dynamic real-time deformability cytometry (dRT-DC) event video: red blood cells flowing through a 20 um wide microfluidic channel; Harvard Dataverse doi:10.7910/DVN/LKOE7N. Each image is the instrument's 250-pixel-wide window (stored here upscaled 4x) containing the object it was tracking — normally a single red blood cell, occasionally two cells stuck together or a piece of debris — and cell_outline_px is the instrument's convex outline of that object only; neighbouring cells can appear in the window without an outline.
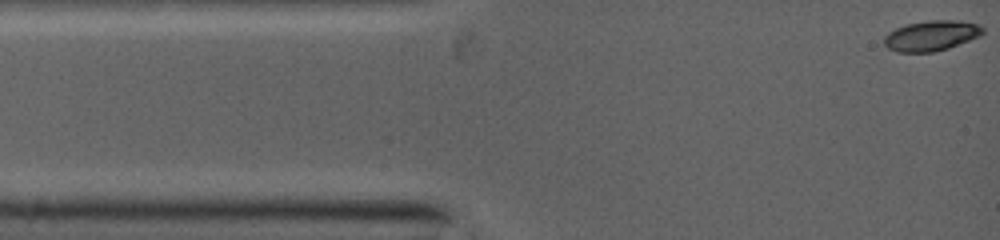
{"species": "common noctule bat (a hibernating species)", "species_latin": "Nyctalus noctula", "temperature_condition": "warm", "stored_images_in_passage": 30, "camera_frame_rate_fps": 5000, "um_per_image_px": 0.085, "animal": {"sex": "female", "body_mass_g": 19.0, "forearm_length_mm": 53.3}, "frame": {"image": 1, "passage_image": 1, "time_ms": 0.0, "image_size_px": [1000, 240], "cell_outline_px": [[984, 32], [980, 36], [948, 48], [932, 52], [896, 52], [888, 48], [884, 44], [884, 36], [888, 32], [896, 28], [908, 24], [932, 20], [952, 20], [976, 24], [984, 28]], "centroid_in_image_um": [79.14, 3.04], "position_along_channel_um": 5.9, "area_um2": 17.22}}
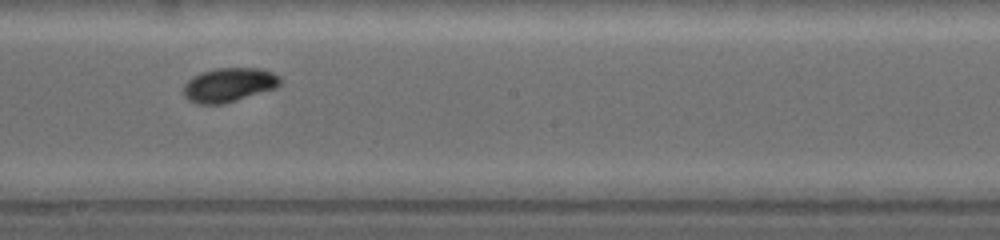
{"frame": {"image": 2, "passage_image": 18, "time_ms": 6.4, "image_size_px": [1000, 240], "cell_outline_px": [[280, 84], [272, 88], [220, 104], [200, 104], [192, 100], [184, 92], [184, 84], [188, 80], [204, 72], [220, 68], [260, 68], [272, 72], [280, 80]], "centroid_in_image_um": [19.45, 7.19], "position_along_channel_um": 228.7, "area_um2": 18.15}}
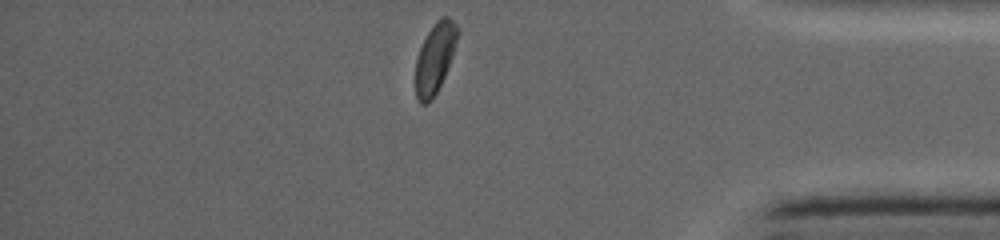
{"frame": {"image": 3, "passage_image": 30, "time_ms": 10.8, "image_size_px": [1000, 240], "cell_outline_px": [[460, 32], [452, 56], [444, 76], [432, 100], [424, 104], [420, 104], [416, 96], [416, 60], [420, 48], [428, 32], [436, 20], [444, 16], [452, 20], [456, 24]], "centroid_in_image_um": [36.98, 4.92], "position_along_channel_um": 398.2, "area_um2": 16.88}}